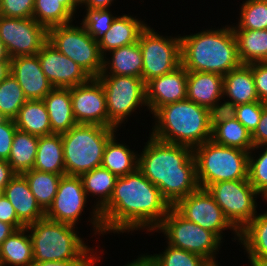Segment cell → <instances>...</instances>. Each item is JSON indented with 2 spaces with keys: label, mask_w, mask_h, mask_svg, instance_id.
Segmentation results:
<instances>
[{
  "label": "cell",
  "mask_w": 267,
  "mask_h": 266,
  "mask_svg": "<svg viewBox=\"0 0 267 266\" xmlns=\"http://www.w3.org/2000/svg\"><path fill=\"white\" fill-rule=\"evenodd\" d=\"M170 204L137 168L118 177L108 204L100 211L104 233L148 229L156 230L167 215Z\"/></svg>",
  "instance_id": "1"
},
{
  "label": "cell",
  "mask_w": 267,
  "mask_h": 266,
  "mask_svg": "<svg viewBox=\"0 0 267 266\" xmlns=\"http://www.w3.org/2000/svg\"><path fill=\"white\" fill-rule=\"evenodd\" d=\"M144 151L138 155V169L160 189L173 207L199 188L193 149L149 137Z\"/></svg>",
  "instance_id": "2"
},
{
  "label": "cell",
  "mask_w": 267,
  "mask_h": 266,
  "mask_svg": "<svg viewBox=\"0 0 267 266\" xmlns=\"http://www.w3.org/2000/svg\"><path fill=\"white\" fill-rule=\"evenodd\" d=\"M181 65L187 71L222 76L239 67L237 42L232 27L181 36Z\"/></svg>",
  "instance_id": "3"
},
{
  "label": "cell",
  "mask_w": 267,
  "mask_h": 266,
  "mask_svg": "<svg viewBox=\"0 0 267 266\" xmlns=\"http://www.w3.org/2000/svg\"><path fill=\"white\" fill-rule=\"evenodd\" d=\"M157 120L152 128L154 138L192 149L211 140L208 108L188 99L169 103L154 113Z\"/></svg>",
  "instance_id": "4"
},
{
  "label": "cell",
  "mask_w": 267,
  "mask_h": 266,
  "mask_svg": "<svg viewBox=\"0 0 267 266\" xmlns=\"http://www.w3.org/2000/svg\"><path fill=\"white\" fill-rule=\"evenodd\" d=\"M26 229L31 232L34 262L99 260L92 254V248L78 237L74 225L44 217L27 225Z\"/></svg>",
  "instance_id": "5"
},
{
  "label": "cell",
  "mask_w": 267,
  "mask_h": 266,
  "mask_svg": "<svg viewBox=\"0 0 267 266\" xmlns=\"http://www.w3.org/2000/svg\"><path fill=\"white\" fill-rule=\"evenodd\" d=\"M116 128L76 124L61 134L66 175L80 176L101 167L105 146Z\"/></svg>",
  "instance_id": "6"
},
{
  "label": "cell",
  "mask_w": 267,
  "mask_h": 266,
  "mask_svg": "<svg viewBox=\"0 0 267 266\" xmlns=\"http://www.w3.org/2000/svg\"><path fill=\"white\" fill-rule=\"evenodd\" d=\"M200 188L221 181L248 179L249 152L208 140L193 149Z\"/></svg>",
  "instance_id": "7"
},
{
  "label": "cell",
  "mask_w": 267,
  "mask_h": 266,
  "mask_svg": "<svg viewBox=\"0 0 267 266\" xmlns=\"http://www.w3.org/2000/svg\"><path fill=\"white\" fill-rule=\"evenodd\" d=\"M48 42L77 63L91 78H97L103 68V56L96 42L83 26L72 24L48 29Z\"/></svg>",
  "instance_id": "8"
},
{
  "label": "cell",
  "mask_w": 267,
  "mask_h": 266,
  "mask_svg": "<svg viewBox=\"0 0 267 266\" xmlns=\"http://www.w3.org/2000/svg\"><path fill=\"white\" fill-rule=\"evenodd\" d=\"M156 229L166 235L169 245L198 254L218 266L214 257L222 241L214 233L185 219L173 207Z\"/></svg>",
  "instance_id": "9"
},
{
  "label": "cell",
  "mask_w": 267,
  "mask_h": 266,
  "mask_svg": "<svg viewBox=\"0 0 267 266\" xmlns=\"http://www.w3.org/2000/svg\"><path fill=\"white\" fill-rule=\"evenodd\" d=\"M97 78L106 95L109 128H118L140 105L148 108L146 83L142 78L126 75H99Z\"/></svg>",
  "instance_id": "10"
},
{
  "label": "cell",
  "mask_w": 267,
  "mask_h": 266,
  "mask_svg": "<svg viewBox=\"0 0 267 266\" xmlns=\"http://www.w3.org/2000/svg\"><path fill=\"white\" fill-rule=\"evenodd\" d=\"M206 189L239 232L256 216L257 203L254 198L259 193L248 179L221 181Z\"/></svg>",
  "instance_id": "11"
},
{
  "label": "cell",
  "mask_w": 267,
  "mask_h": 266,
  "mask_svg": "<svg viewBox=\"0 0 267 266\" xmlns=\"http://www.w3.org/2000/svg\"><path fill=\"white\" fill-rule=\"evenodd\" d=\"M138 42L143 57L142 80L145 83L181 65L180 36L166 38L147 26L141 32Z\"/></svg>",
  "instance_id": "12"
},
{
  "label": "cell",
  "mask_w": 267,
  "mask_h": 266,
  "mask_svg": "<svg viewBox=\"0 0 267 266\" xmlns=\"http://www.w3.org/2000/svg\"><path fill=\"white\" fill-rule=\"evenodd\" d=\"M173 208L188 221L214 233L220 240L223 230L232 229L240 239V232L226 218L211 194L204 188H198L185 198L180 199ZM222 233V234H221Z\"/></svg>",
  "instance_id": "13"
},
{
  "label": "cell",
  "mask_w": 267,
  "mask_h": 266,
  "mask_svg": "<svg viewBox=\"0 0 267 266\" xmlns=\"http://www.w3.org/2000/svg\"><path fill=\"white\" fill-rule=\"evenodd\" d=\"M0 39L10 58L37 55L48 41V30L32 17L0 16Z\"/></svg>",
  "instance_id": "14"
},
{
  "label": "cell",
  "mask_w": 267,
  "mask_h": 266,
  "mask_svg": "<svg viewBox=\"0 0 267 266\" xmlns=\"http://www.w3.org/2000/svg\"><path fill=\"white\" fill-rule=\"evenodd\" d=\"M73 115L77 124L108 127L106 95L98 78L71 88Z\"/></svg>",
  "instance_id": "15"
},
{
  "label": "cell",
  "mask_w": 267,
  "mask_h": 266,
  "mask_svg": "<svg viewBox=\"0 0 267 266\" xmlns=\"http://www.w3.org/2000/svg\"><path fill=\"white\" fill-rule=\"evenodd\" d=\"M87 196L80 176L62 175L56 196L45 212V217L75 226L83 212Z\"/></svg>",
  "instance_id": "16"
},
{
  "label": "cell",
  "mask_w": 267,
  "mask_h": 266,
  "mask_svg": "<svg viewBox=\"0 0 267 266\" xmlns=\"http://www.w3.org/2000/svg\"><path fill=\"white\" fill-rule=\"evenodd\" d=\"M41 69L54 88H72L91 77L73 60L59 52L48 41L37 53Z\"/></svg>",
  "instance_id": "17"
},
{
  "label": "cell",
  "mask_w": 267,
  "mask_h": 266,
  "mask_svg": "<svg viewBox=\"0 0 267 266\" xmlns=\"http://www.w3.org/2000/svg\"><path fill=\"white\" fill-rule=\"evenodd\" d=\"M187 70L180 65L172 72L146 83V102L152 114L163 105L186 99Z\"/></svg>",
  "instance_id": "18"
},
{
  "label": "cell",
  "mask_w": 267,
  "mask_h": 266,
  "mask_svg": "<svg viewBox=\"0 0 267 266\" xmlns=\"http://www.w3.org/2000/svg\"><path fill=\"white\" fill-rule=\"evenodd\" d=\"M10 73L20 84L27 100H42L54 88L41 69L38 55L11 58Z\"/></svg>",
  "instance_id": "19"
},
{
  "label": "cell",
  "mask_w": 267,
  "mask_h": 266,
  "mask_svg": "<svg viewBox=\"0 0 267 266\" xmlns=\"http://www.w3.org/2000/svg\"><path fill=\"white\" fill-rule=\"evenodd\" d=\"M80 178L86 195L89 193L88 195L92 194V196L98 195L100 197L97 198L100 200L96 202L97 204L93 209L91 223L95 227L94 229H96L94 230L95 235L97 232L104 234L100 211L108 204L118 177L108 169L98 167L83 173L80 175Z\"/></svg>",
  "instance_id": "20"
},
{
  "label": "cell",
  "mask_w": 267,
  "mask_h": 266,
  "mask_svg": "<svg viewBox=\"0 0 267 266\" xmlns=\"http://www.w3.org/2000/svg\"><path fill=\"white\" fill-rule=\"evenodd\" d=\"M15 208L18 219L29 225L45 217V211L37 203L22 174H16L2 192Z\"/></svg>",
  "instance_id": "21"
},
{
  "label": "cell",
  "mask_w": 267,
  "mask_h": 266,
  "mask_svg": "<svg viewBox=\"0 0 267 266\" xmlns=\"http://www.w3.org/2000/svg\"><path fill=\"white\" fill-rule=\"evenodd\" d=\"M223 96V76L217 73L187 71L186 99L210 108Z\"/></svg>",
  "instance_id": "22"
},
{
  "label": "cell",
  "mask_w": 267,
  "mask_h": 266,
  "mask_svg": "<svg viewBox=\"0 0 267 266\" xmlns=\"http://www.w3.org/2000/svg\"><path fill=\"white\" fill-rule=\"evenodd\" d=\"M147 25L136 17L129 15L117 16L110 26V29L104 34L98 42L100 52L103 58L105 53L136 43L139 40L141 32Z\"/></svg>",
  "instance_id": "23"
},
{
  "label": "cell",
  "mask_w": 267,
  "mask_h": 266,
  "mask_svg": "<svg viewBox=\"0 0 267 266\" xmlns=\"http://www.w3.org/2000/svg\"><path fill=\"white\" fill-rule=\"evenodd\" d=\"M42 100L53 133L62 134L77 124L73 115L71 88H53Z\"/></svg>",
  "instance_id": "24"
},
{
  "label": "cell",
  "mask_w": 267,
  "mask_h": 266,
  "mask_svg": "<svg viewBox=\"0 0 267 266\" xmlns=\"http://www.w3.org/2000/svg\"><path fill=\"white\" fill-rule=\"evenodd\" d=\"M227 96L236 106L259 101L255 90L252 64H241L223 76V97Z\"/></svg>",
  "instance_id": "25"
},
{
  "label": "cell",
  "mask_w": 267,
  "mask_h": 266,
  "mask_svg": "<svg viewBox=\"0 0 267 266\" xmlns=\"http://www.w3.org/2000/svg\"><path fill=\"white\" fill-rule=\"evenodd\" d=\"M110 52H112V59L110 62L103 59L100 75H126L142 78L143 57L138 41Z\"/></svg>",
  "instance_id": "26"
},
{
  "label": "cell",
  "mask_w": 267,
  "mask_h": 266,
  "mask_svg": "<svg viewBox=\"0 0 267 266\" xmlns=\"http://www.w3.org/2000/svg\"><path fill=\"white\" fill-rule=\"evenodd\" d=\"M26 227L17 229L0 246V266H31L33 244L31 236L25 235Z\"/></svg>",
  "instance_id": "27"
},
{
  "label": "cell",
  "mask_w": 267,
  "mask_h": 266,
  "mask_svg": "<svg viewBox=\"0 0 267 266\" xmlns=\"http://www.w3.org/2000/svg\"><path fill=\"white\" fill-rule=\"evenodd\" d=\"M17 130L36 135L54 134L43 100H27L14 118Z\"/></svg>",
  "instance_id": "28"
},
{
  "label": "cell",
  "mask_w": 267,
  "mask_h": 266,
  "mask_svg": "<svg viewBox=\"0 0 267 266\" xmlns=\"http://www.w3.org/2000/svg\"><path fill=\"white\" fill-rule=\"evenodd\" d=\"M33 169L66 175L61 134L39 136Z\"/></svg>",
  "instance_id": "29"
},
{
  "label": "cell",
  "mask_w": 267,
  "mask_h": 266,
  "mask_svg": "<svg viewBox=\"0 0 267 266\" xmlns=\"http://www.w3.org/2000/svg\"><path fill=\"white\" fill-rule=\"evenodd\" d=\"M242 64L267 62V29H232Z\"/></svg>",
  "instance_id": "30"
},
{
  "label": "cell",
  "mask_w": 267,
  "mask_h": 266,
  "mask_svg": "<svg viewBox=\"0 0 267 266\" xmlns=\"http://www.w3.org/2000/svg\"><path fill=\"white\" fill-rule=\"evenodd\" d=\"M101 167L117 177H123L138 168V155L125 144L116 142L113 135L105 146Z\"/></svg>",
  "instance_id": "31"
},
{
  "label": "cell",
  "mask_w": 267,
  "mask_h": 266,
  "mask_svg": "<svg viewBox=\"0 0 267 266\" xmlns=\"http://www.w3.org/2000/svg\"><path fill=\"white\" fill-rule=\"evenodd\" d=\"M39 136L20 130L14 133L10 156L7 162L16 174L33 169L35 164Z\"/></svg>",
  "instance_id": "32"
},
{
  "label": "cell",
  "mask_w": 267,
  "mask_h": 266,
  "mask_svg": "<svg viewBox=\"0 0 267 266\" xmlns=\"http://www.w3.org/2000/svg\"><path fill=\"white\" fill-rule=\"evenodd\" d=\"M22 175L26 178L37 203L46 212L53 203L62 175L35 169L25 171Z\"/></svg>",
  "instance_id": "33"
},
{
  "label": "cell",
  "mask_w": 267,
  "mask_h": 266,
  "mask_svg": "<svg viewBox=\"0 0 267 266\" xmlns=\"http://www.w3.org/2000/svg\"><path fill=\"white\" fill-rule=\"evenodd\" d=\"M211 140L216 144L250 152L254 148L252 134L236 118L219 123L211 129Z\"/></svg>",
  "instance_id": "34"
},
{
  "label": "cell",
  "mask_w": 267,
  "mask_h": 266,
  "mask_svg": "<svg viewBox=\"0 0 267 266\" xmlns=\"http://www.w3.org/2000/svg\"><path fill=\"white\" fill-rule=\"evenodd\" d=\"M248 257L267 258V211L256 216L240 231L239 242Z\"/></svg>",
  "instance_id": "35"
},
{
  "label": "cell",
  "mask_w": 267,
  "mask_h": 266,
  "mask_svg": "<svg viewBox=\"0 0 267 266\" xmlns=\"http://www.w3.org/2000/svg\"><path fill=\"white\" fill-rule=\"evenodd\" d=\"M73 16L60 0H34L32 18L47 30L54 26L70 24Z\"/></svg>",
  "instance_id": "36"
},
{
  "label": "cell",
  "mask_w": 267,
  "mask_h": 266,
  "mask_svg": "<svg viewBox=\"0 0 267 266\" xmlns=\"http://www.w3.org/2000/svg\"><path fill=\"white\" fill-rule=\"evenodd\" d=\"M26 101L20 84L10 73L0 83V114L3 118L14 119Z\"/></svg>",
  "instance_id": "37"
},
{
  "label": "cell",
  "mask_w": 267,
  "mask_h": 266,
  "mask_svg": "<svg viewBox=\"0 0 267 266\" xmlns=\"http://www.w3.org/2000/svg\"><path fill=\"white\" fill-rule=\"evenodd\" d=\"M238 23V27L232 26V29H267V0H246L242 4Z\"/></svg>",
  "instance_id": "38"
},
{
  "label": "cell",
  "mask_w": 267,
  "mask_h": 266,
  "mask_svg": "<svg viewBox=\"0 0 267 266\" xmlns=\"http://www.w3.org/2000/svg\"><path fill=\"white\" fill-rule=\"evenodd\" d=\"M157 266H213L204 257L168 244L163 254L151 255Z\"/></svg>",
  "instance_id": "39"
},
{
  "label": "cell",
  "mask_w": 267,
  "mask_h": 266,
  "mask_svg": "<svg viewBox=\"0 0 267 266\" xmlns=\"http://www.w3.org/2000/svg\"><path fill=\"white\" fill-rule=\"evenodd\" d=\"M86 10V16L82 20L81 25L96 42H99L104 34L110 29L116 16H112L109 9L86 8Z\"/></svg>",
  "instance_id": "40"
},
{
  "label": "cell",
  "mask_w": 267,
  "mask_h": 266,
  "mask_svg": "<svg viewBox=\"0 0 267 266\" xmlns=\"http://www.w3.org/2000/svg\"><path fill=\"white\" fill-rule=\"evenodd\" d=\"M266 147L259 158L251 156V151L249 152V166H248V180L249 183L254 187V189L262 194L267 201V145L261 146Z\"/></svg>",
  "instance_id": "41"
},
{
  "label": "cell",
  "mask_w": 267,
  "mask_h": 266,
  "mask_svg": "<svg viewBox=\"0 0 267 266\" xmlns=\"http://www.w3.org/2000/svg\"><path fill=\"white\" fill-rule=\"evenodd\" d=\"M262 110V101L240 104L236 106L235 118L252 134L261 119Z\"/></svg>",
  "instance_id": "42"
},
{
  "label": "cell",
  "mask_w": 267,
  "mask_h": 266,
  "mask_svg": "<svg viewBox=\"0 0 267 266\" xmlns=\"http://www.w3.org/2000/svg\"><path fill=\"white\" fill-rule=\"evenodd\" d=\"M1 16L30 18L33 16L34 0H0Z\"/></svg>",
  "instance_id": "43"
},
{
  "label": "cell",
  "mask_w": 267,
  "mask_h": 266,
  "mask_svg": "<svg viewBox=\"0 0 267 266\" xmlns=\"http://www.w3.org/2000/svg\"><path fill=\"white\" fill-rule=\"evenodd\" d=\"M218 102L208 109L209 126L211 129L219 123L235 119L236 105L232 101H226L222 104Z\"/></svg>",
  "instance_id": "44"
},
{
  "label": "cell",
  "mask_w": 267,
  "mask_h": 266,
  "mask_svg": "<svg viewBox=\"0 0 267 266\" xmlns=\"http://www.w3.org/2000/svg\"><path fill=\"white\" fill-rule=\"evenodd\" d=\"M16 130L14 119L3 118L0 121V160H8Z\"/></svg>",
  "instance_id": "45"
},
{
  "label": "cell",
  "mask_w": 267,
  "mask_h": 266,
  "mask_svg": "<svg viewBox=\"0 0 267 266\" xmlns=\"http://www.w3.org/2000/svg\"><path fill=\"white\" fill-rule=\"evenodd\" d=\"M252 74L259 101L267 103V62L252 63Z\"/></svg>",
  "instance_id": "46"
},
{
  "label": "cell",
  "mask_w": 267,
  "mask_h": 266,
  "mask_svg": "<svg viewBox=\"0 0 267 266\" xmlns=\"http://www.w3.org/2000/svg\"><path fill=\"white\" fill-rule=\"evenodd\" d=\"M0 221L11 224L16 229L26 227L18 219L15 208L3 193H0Z\"/></svg>",
  "instance_id": "47"
},
{
  "label": "cell",
  "mask_w": 267,
  "mask_h": 266,
  "mask_svg": "<svg viewBox=\"0 0 267 266\" xmlns=\"http://www.w3.org/2000/svg\"><path fill=\"white\" fill-rule=\"evenodd\" d=\"M252 141L254 148L258 150L260 146L267 145V103L263 102V110L261 119L258 123L257 128L252 133Z\"/></svg>",
  "instance_id": "48"
},
{
  "label": "cell",
  "mask_w": 267,
  "mask_h": 266,
  "mask_svg": "<svg viewBox=\"0 0 267 266\" xmlns=\"http://www.w3.org/2000/svg\"><path fill=\"white\" fill-rule=\"evenodd\" d=\"M99 260H63V261H45L33 262L31 266H94Z\"/></svg>",
  "instance_id": "49"
},
{
  "label": "cell",
  "mask_w": 267,
  "mask_h": 266,
  "mask_svg": "<svg viewBox=\"0 0 267 266\" xmlns=\"http://www.w3.org/2000/svg\"><path fill=\"white\" fill-rule=\"evenodd\" d=\"M15 175L7 160H0V193Z\"/></svg>",
  "instance_id": "50"
},
{
  "label": "cell",
  "mask_w": 267,
  "mask_h": 266,
  "mask_svg": "<svg viewBox=\"0 0 267 266\" xmlns=\"http://www.w3.org/2000/svg\"><path fill=\"white\" fill-rule=\"evenodd\" d=\"M114 0H80V5L86 6L89 9H108Z\"/></svg>",
  "instance_id": "51"
},
{
  "label": "cell",
  "mask_w": 267,
  "mask_h": 266,
  "mask_svg": "<svg viewBox=\"0 0 267 266\" xmlns=\"http://www.w3.org/2000/svg\"><path fill=\"white\" fill-rule=\"evenodd\" d=\"M125 266H157V263L151 255H141V257Z\"/></svg>",
  "instance_id": "52"
},
{
  "label": "cell",
  "mask_w": 267,
  "mask_h": 266,
  "mask_svg": "<svg viewBox=\"0 0 267 266\" xmlns=\"http://www.w3.org/2000/svg\"><path fill=\"white\" fill-rule=\"evenodd\" d=\"M16 230L17 229L13 225L0 221V246L4 240Z\"/></svg>",
  "instance_id": "53"
},
{
  "label": "cell",
  "mask_w": 267,
  "mask_h": 266,
  "mask_svg": "<svg viewBox=\"0 0 267 266\" xmlns=\"http://www.w3.org/2000/svg\"><path fill=\"white\" fill-rule=\"evenodd\" d=\"M11 70V60H0V83L5 80Z\"/></svg>",
  "instance_id": "54"
},
{
  "label": "cell",
  "mask_w": 267,
  "mask_h": 266,
  "mask_svg": "<svg viewBox=\"0 0 267 266\" xmlns=\"http://www.w3.org/2000/svg\"><path fill=\"white\" fill-rule=\"evenodd\" d=\"M60 3L74 15L76 13V7L80 5V0H60Z\"/></svg>",
  "instance_id": "55"
},
{
  "label": "cell",
  "mask_w": 267,
  "mask_h": 266,
  "mask_svg": "<svg viewBox=\"0 0 267 266\" xmlns=\"http://www.w3.org/2000/svg\"><path fill=\"white\" fill-rule=\"evenodd\" d=\"M251 266H267V258L265 257H249Z\"/></svg>",
  "instance_id": "56"
},
{
  "label": "cell",
  "mask_w": 267,
  "mask_h": 266,
  "mask_svg": "<svg viewBox=\"0 0 267 266\" xmlns=\"http://www.w3.org/2000/svg\"><path fill=\"white\" fill-rule=\"evenodd\" d=\"M0 60H11L9 54L7 53L6 47L0 39Z\"/></svg>",
  "instance_id": "57"
}]
</instances>
